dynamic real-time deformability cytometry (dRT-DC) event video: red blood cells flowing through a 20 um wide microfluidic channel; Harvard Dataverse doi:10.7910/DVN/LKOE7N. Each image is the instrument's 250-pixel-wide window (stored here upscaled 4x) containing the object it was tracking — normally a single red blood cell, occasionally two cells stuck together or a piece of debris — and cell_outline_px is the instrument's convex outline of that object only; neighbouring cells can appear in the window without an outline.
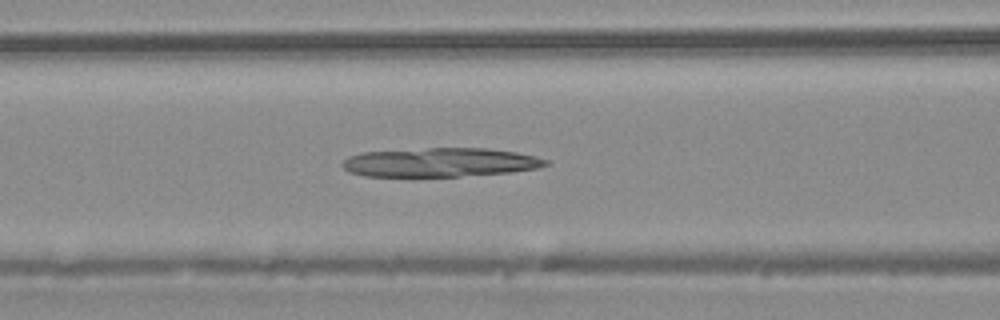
{"species": "common noctule bat (a hibernating species)", "species_latin": "Nyctalus noctula", "temperature_condition": "warm", "stored_images_in_passage": 45, "camera_frame_rate_fps": 3000, "um_per_image_px": 0.085, "animal": {"sex": "male", "body_mass_g": 20.4}, "frame": {"image": 1, "passage_image": 19, "time_ms": 6.0, "image_size_px": [1000, 320], "cell_outline_px": [[548, 164], [536, 168], [508, 172], [412, 180], [368, 176], [348, 172], [340, 164], [348, 156], [364, 152], [428, 148], [488, 148], [516, 152], [548, 160]], "centroid_in_image_um": [37.28, 13.84], "position_along_channel_um": 129.3, "area_um2": 35.32}}
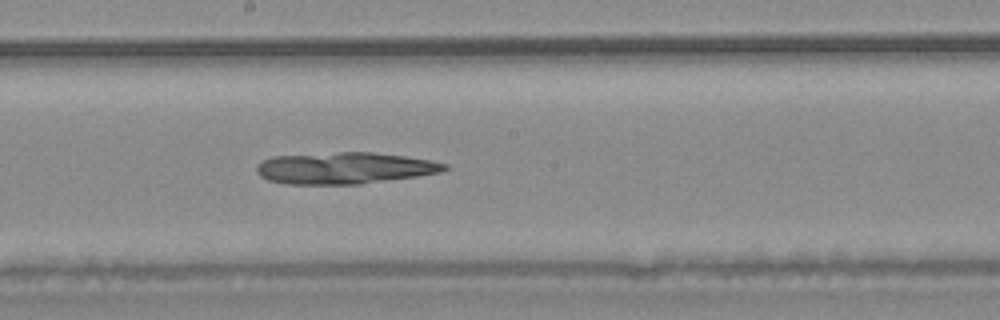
{"frame": {"image": 2, "passage_image": 25, "time_ms": 8.0, "image_size_px": [1000, 320], "cell_outline_px": [[448, 168], [440, 172], [416, 176], [360, 184], [284, 184], [268, 180], [260, 176], [256, 172], [256, 164], [272, 156], [340, 152], [372, 152], [404, 156], [432, 160], [448, 164]], "centroid_in_image_um": [29.26, 14.28], "position_along_channel_um": 218.9, "area_um2": 34.62}}
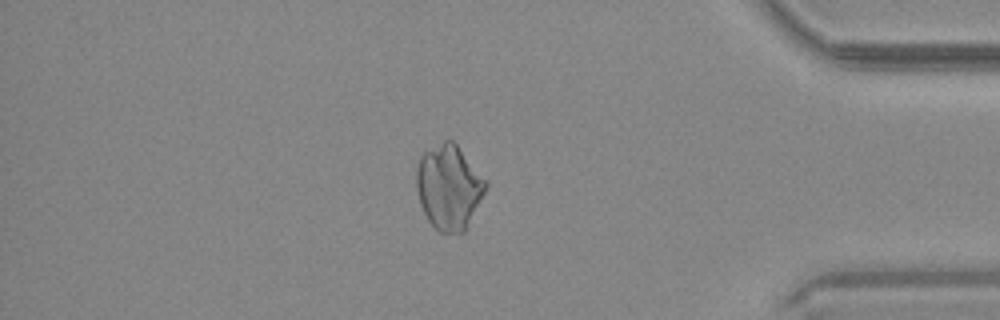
{"frame": {"image": 3, "passage_image": 39, "time_ms": 12.667, "image_size_px": [1000, 320], "cell_outline_px": [[488, 184], [464, 232], [440, 232], [428, 220], [420, 204], [416, 188], [416, 172], [420, 156], [424, 152], [444, 140], [452, 140], [456, 144], [488, 180]], "centroid_in_image_um": [38.15, 15.88], "position_along_channel_um": 397.0, "area_um2": 33.87}}